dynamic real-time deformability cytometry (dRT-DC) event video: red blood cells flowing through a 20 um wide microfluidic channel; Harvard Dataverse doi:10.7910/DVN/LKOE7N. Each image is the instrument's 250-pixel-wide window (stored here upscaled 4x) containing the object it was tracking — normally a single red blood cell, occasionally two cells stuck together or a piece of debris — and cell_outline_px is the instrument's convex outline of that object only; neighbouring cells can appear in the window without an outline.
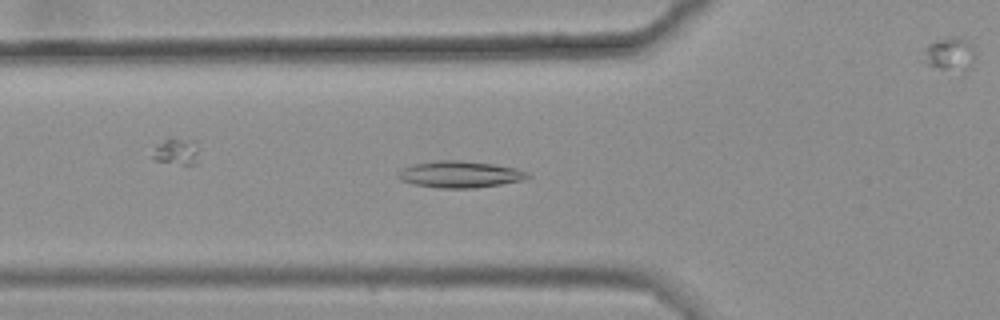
{"species": "common noctule bat (a hibernating species)", "species_latin": "Nyctalus noctula", "temperature_condition": "warm", "stored_images_in_passage": 49, "camera_frame_rate_fps": 3000, "um_per_image_px": 0.085, "animal": {"sex": "female", "body_mass_g": 25.1}, "frame": {"image": 1, "passage_image": 19, "time_ms": 6.0, "image_size_px": [1000, 320], "cell_outline_px": [[532, 176], [524, 180], [476, 188], [440, 188], [412, 184], [400, 180], [396, 176], [396, 172], [412, 164], [440, 160], [456, 160], [492, 164], [516, 168], [528, 172]], "centroid_in_image_um": [39.08, 14.82], "position_along_channel_um": 86.7, "area_um2": 20.17}}
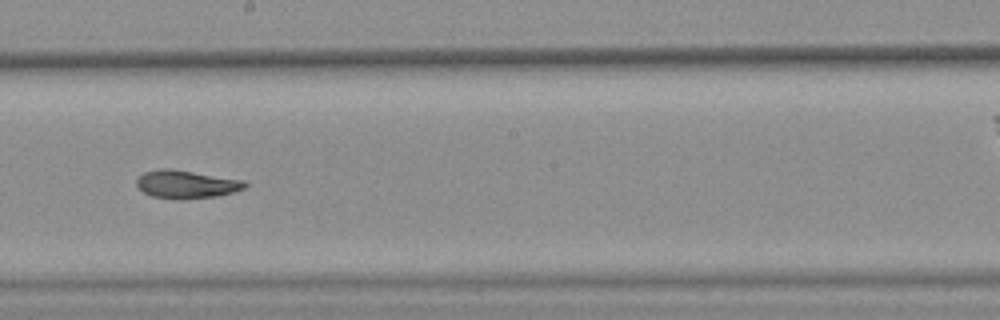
{"frame": {"image": 2, "passage_image": 31, "time_ms": 10.0, "image_size_px": [1000, 320], "cell_outline_px": [[248, 184], [244, 188], [232, 192], [216, 196], [184, 200], [180, 200], [152, 196], [144, 192], [136, 184], [136, 180], [144, 172], [160, 168], [172, 168], [244, 180]], "centroid_in_image_um": [15.83, 15.66], "position_along_channel_um": 232.4, "area_um2": 17.8}}
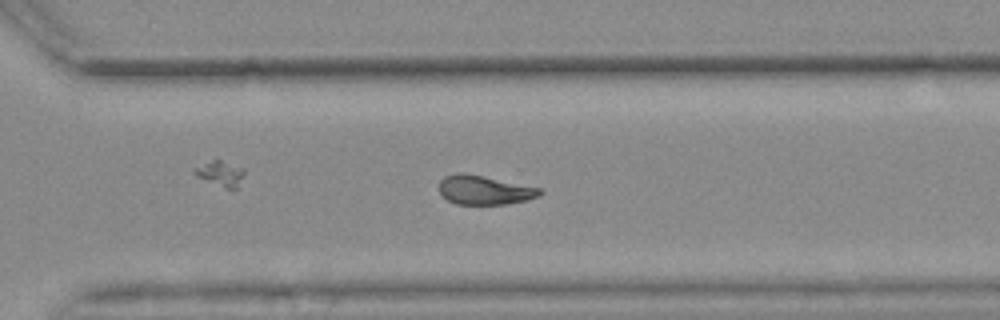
{"frame": {"image": 3, "passage_image": 39, "time_ms": 12.667, "image_size_px": [1000, 320], "cell_outline_px": [[544, 192], [540, 196], [528, 200], [508, 204], [456, 204], [440, 196], [440, 180], [444, 176], [456, 172], [464, 172], [540, 188]], "centroid_in_image_um": [41.16, 16.15], "position_along_channel_um": 329.4, "area_um2": 17.22}, "authors_computed_cell_mechanics": {"area_um2": 18.0336, "velocity_mm_per_s": 3.6448, "shape_relaxation_time_tau1_ms": null, "shape_relaxation_time_tau2_ms": 6.1945, "deformation_change_tau1": null, "deformation_change_tau2": 0.1256}}